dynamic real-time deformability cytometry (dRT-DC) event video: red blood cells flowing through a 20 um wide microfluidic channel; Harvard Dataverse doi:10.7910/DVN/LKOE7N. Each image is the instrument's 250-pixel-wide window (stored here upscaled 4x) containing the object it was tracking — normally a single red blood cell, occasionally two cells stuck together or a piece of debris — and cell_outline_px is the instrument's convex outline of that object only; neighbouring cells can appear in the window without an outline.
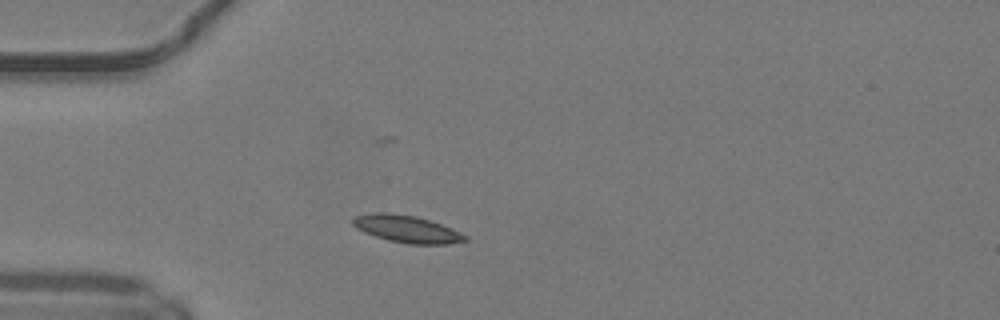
{"species": "common noctule bat (a hibernating species)", "species_latin": "Nyctalus noctula", "temperature_condition": "warm", "stored_images_in_passage": 37, "camera_frame_rate_fps": 3000, "um_per_image_px": 0.085, "animal": {"sex": "male", "body_mass_g": 19.2, "forearm_length_mm": 51.8}, "frame": {"image": 1, "passage_image": 1, "time_ms": 0.0, "image_size_px": [1000, 320], "cell_outline_px": [[468, 240], [448, 244], [408, 244], [388, 240], [364, 232], [356, 228], [352, 224], [352, 220], [356, 216], [372, 212], [388, 212], [416, 216], [452, 228], [468, 236]], "centroid_in_image_um": [34.58, 19.46], "position_along_channel_um": 50.4, "area_um2": 17.8}}
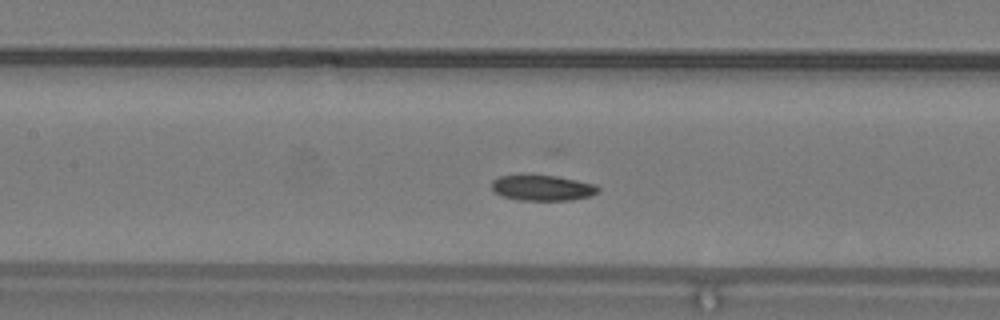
{"frame": {"image": 2, "passage_image": 10, "time_ms": 3.0, "image_size_px": [1000, 320], "cell_outline_px": [[600, 192], [592, 196], [572, 200], [516, 200], [500, 196], [492, 188], [492, 180], [500, 176], [556, 176], [596, 184], [600, 188]], "centroid_in_image_um": [46.15, 15.99], "position_along_channel_um": 161.2, "area_um2": 15.84}}
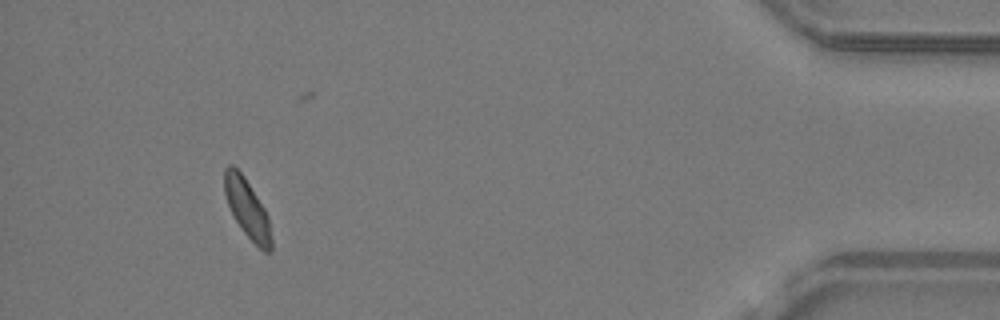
{"frame": {"image": 3, "passage_image": 33, "time_ms": 10.667, "image_size_px": [1000, 320], "cell_outline_px": [[272, 248], [268, 252], [264, 252], [240, 228], [228, 204], [224, 192], [224, 168], [228, 164], [232, 164], [244, 176], [264, 208], [268, 216], [272, 240]], "centroid_in_image_um": [21.01, 17.71], "position_along_channel_um": 414.2, "area_um2": 15.84}, "authors_computed_cell_mechanics": {"area_um2": 16.2418, "velocity_mm_per_s": 4.1459, "shape_relaxation_time_tau1_ms": 9.8284, "shape_relaxation_time_tau2_ms": 6.7959, "deformation_change_tau1": 0.1548, "deformation_change_tau2": 0.1285}}